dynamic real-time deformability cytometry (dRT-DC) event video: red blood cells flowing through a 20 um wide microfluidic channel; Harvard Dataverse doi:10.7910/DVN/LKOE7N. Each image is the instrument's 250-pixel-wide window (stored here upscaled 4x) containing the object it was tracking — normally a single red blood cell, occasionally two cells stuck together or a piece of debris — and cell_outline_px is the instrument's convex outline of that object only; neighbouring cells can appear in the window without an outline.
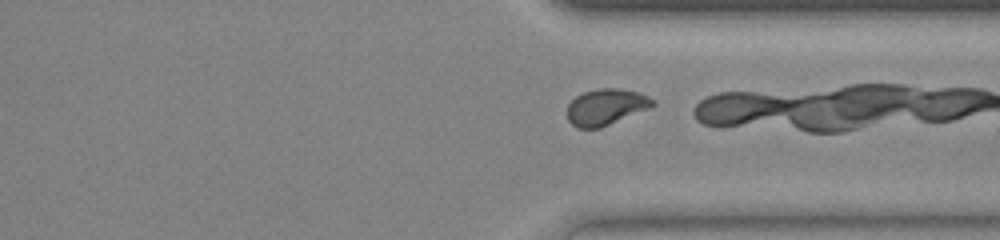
{"species": "common noctule bat (a hibernating species)", "species_latin": "Nyctalus noctula", "temperature_condition": "warm", "stored_images_in_passage": 30, "camera_frame_rate_fps": 3000, "um_per_image_px": 0.085, "animal": {"sex": "female", "body_mass_g": 23.0, "forearm_length_mm": 53.4}, "frame": {"image": 1, "passage_image": 29, "time_ms": 9.333, "image_size_px": [1000, 240], "cell_outline_px": [[656, 104], [652, 108], [600, 128], [576, 128], [568, 120], [568, 104], [576, 96], [584, 92], [600, 88], [620, 88], [640, 92], [648, 96]], "centroid_in_image_um": [51.54, 9.09], "position_along_channel_um": 359.9, "area_um2": 18.21}}